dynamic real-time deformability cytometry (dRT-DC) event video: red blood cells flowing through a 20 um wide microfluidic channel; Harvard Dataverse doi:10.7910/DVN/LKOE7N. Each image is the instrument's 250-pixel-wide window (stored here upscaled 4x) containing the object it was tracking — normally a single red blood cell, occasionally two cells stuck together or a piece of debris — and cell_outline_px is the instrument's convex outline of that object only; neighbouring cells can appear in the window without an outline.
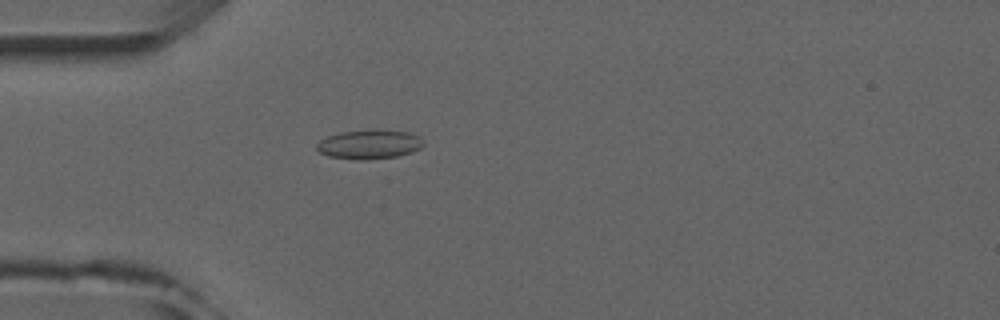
{"species": "common noctule bat (a hibernating species)", "species_latin": "Nyctalus noctula", "temperature_condition": "room temperature", "stored_images_in_passage": 5, "camera_frame_rate_fps": 3000, "um_per_image_px": 0.085, "animal": {"sex": "male", "forearm_length_mm": 52.5}, "frame": {"image": 1, "passage_image": 5, "time_ms": 4.667, "image_size_px": [1000, 320], "cell_outline_px": [[424, 144], [420, 148], [412, 152], [396, 156], [368, 160], [360, 160], [328, 156], [320, 152], [316, 148], [316, 144], [320, 140], [328, 136], [340, 132], [408, 132], [420, 136], [424, 140]], "centroid_in_image_um": [31.39, 12.31], "position_along_channel_um": 53.6, "area_um2": 17.51}}